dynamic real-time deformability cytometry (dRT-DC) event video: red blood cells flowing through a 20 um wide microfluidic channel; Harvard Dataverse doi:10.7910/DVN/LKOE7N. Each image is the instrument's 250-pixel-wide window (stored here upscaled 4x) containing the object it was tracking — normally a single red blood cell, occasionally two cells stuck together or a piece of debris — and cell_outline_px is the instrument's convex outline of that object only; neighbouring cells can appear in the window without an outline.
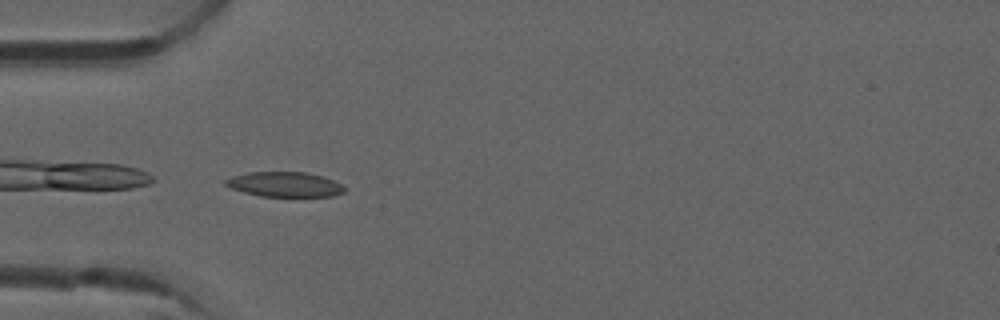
{"species": "common noctule bat (a hibernating species)", "species_latin": "Nyctalus noctula", "temperature_condition": "room temperature", "stored_images_in_passage": 25, "camera_frame_rate_fps": 3000, "um_per_image_px": 0.085, "animal": {"sex": "male", "forearm_length_mm": 52.5}, "frame": {"image": 1, "passage_image": 2, "time_ms": 0.333, "image_size_px": [1000, 320], "cell_outline_px": [[344, 192], [332, 196], [260, 196], [244, 192], [232, 188], [224, 184], [224, 180], [232, 176], [248, 172], [304, 172], [324, 176], [340, 184], [344, 188]], "centroid_in_image_um": [24.17, 15.66], "position_along_channel_um": 60.8, "area_um2": 17.11}}
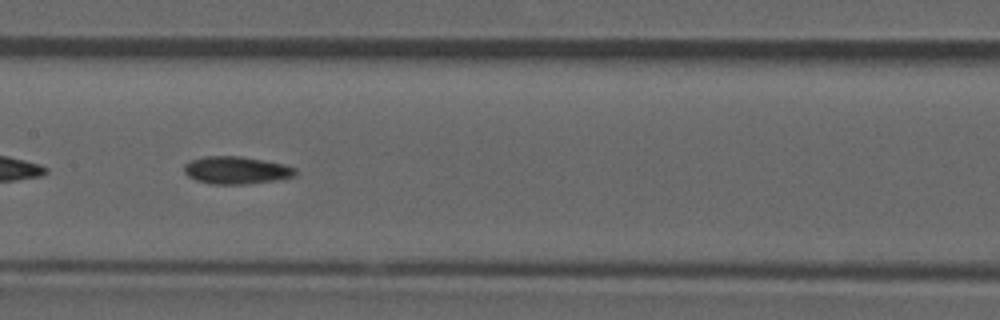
{"frame": {"image": 2, "passage_image": 12, "time_ms": 3.667, "image_size_px": [1000, 320], "cell_outline_px": [[296, 176], [280, 180], [248, 184], [212, 184], [196, 180], [188, 176], [184, 172], [184, 164], [188, 160], [204, 156], [240, 156], [264, 160], [284, 164], [296, 168]], "centroid_in_image_um": [20.09, 14.47], "position_along_channel_um": 187.3, "area_um2": 18.15}}
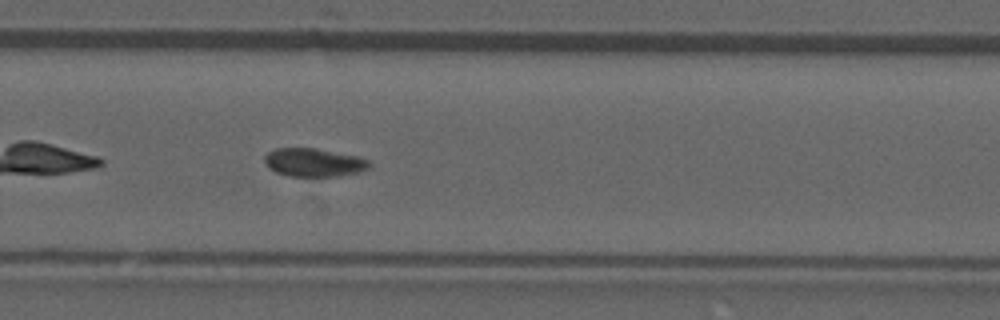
{"frame": {"image": 3, "passage_image": 21, "time_ms": 6.667, "image_size_px": [1000, 320], "cell_outline_px": [[372, 164], [368, 168], [360, 172], [336, 176], [288, 176], [276, 172], [268, 168], [264, 160], [264, 156], [268, 152], [276, 148], [316, 148], [356, 156], [368, 160]], "centroid_in_image_um": [26.66, 13.81], "position_along_channel_um": 303.1, "area_um2": 17.28}}